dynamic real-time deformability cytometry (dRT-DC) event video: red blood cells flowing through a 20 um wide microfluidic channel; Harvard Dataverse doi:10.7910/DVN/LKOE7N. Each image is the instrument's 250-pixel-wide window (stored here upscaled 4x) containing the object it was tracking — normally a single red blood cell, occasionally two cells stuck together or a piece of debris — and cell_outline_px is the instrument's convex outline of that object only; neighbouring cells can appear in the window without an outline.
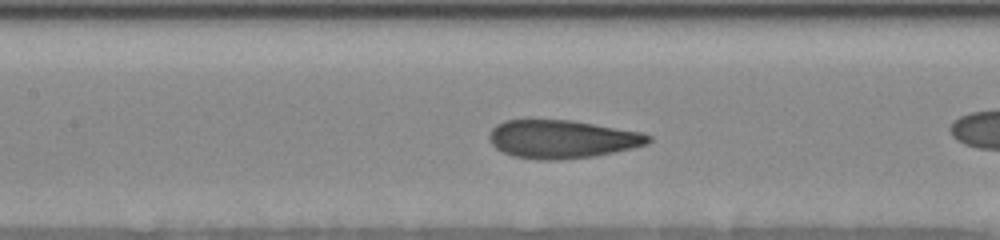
{"species": "human", "species_latin": "Homo sapiens", "temperature_condition": "room temperature", "stored_images_in_passage": 30, "camera_frame_rate_fps": 3000, "um_per_image_px": 0.085, "donor": {"sex": "female"}, "frame": {"image": 1, "passage_image": 13, "time_ms": 5.667, "image_size_px": [1000, 240], "cell_outline_px": [[652, 140], [648, 144], [632, 148], [596, 156], [560, 160], [536, 160], [512, 156], [496, 148], [488, 140], [488, 136], [492, 128], [496, 124], [504, 120], [572, 120], [640, 132], [652, 136]], "centroid_in_image_um": [47.76, 11.83], "position_along_channel_um": 159.6, "area_um2": 35.66}}
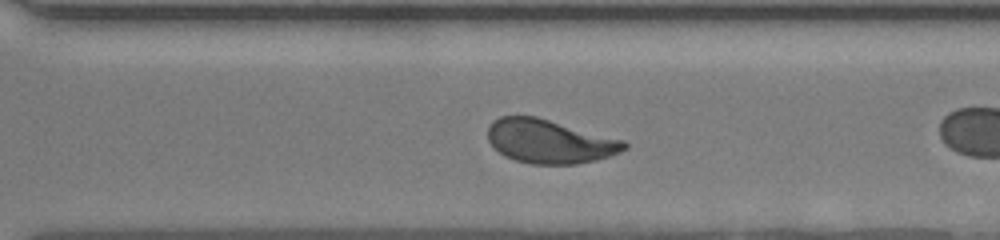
{"frame": {"image": 2, "passage_image": 26, "time_ms": 9.667, "image_size_px": [1000, 240], "cell_outline_px": [[628, 148], [620, 152], [596, 160], [576, 164], [532, 164], [516, 160], [504, 156], [488, 140], [488, 128], [492, 120], [500, 116], [536, 116], [624, 140], [628, 144]], "centroid_in_image_um": [46.72, 12.01], "position_along_channel_um": 323.9, "area_um2": 34.74}}